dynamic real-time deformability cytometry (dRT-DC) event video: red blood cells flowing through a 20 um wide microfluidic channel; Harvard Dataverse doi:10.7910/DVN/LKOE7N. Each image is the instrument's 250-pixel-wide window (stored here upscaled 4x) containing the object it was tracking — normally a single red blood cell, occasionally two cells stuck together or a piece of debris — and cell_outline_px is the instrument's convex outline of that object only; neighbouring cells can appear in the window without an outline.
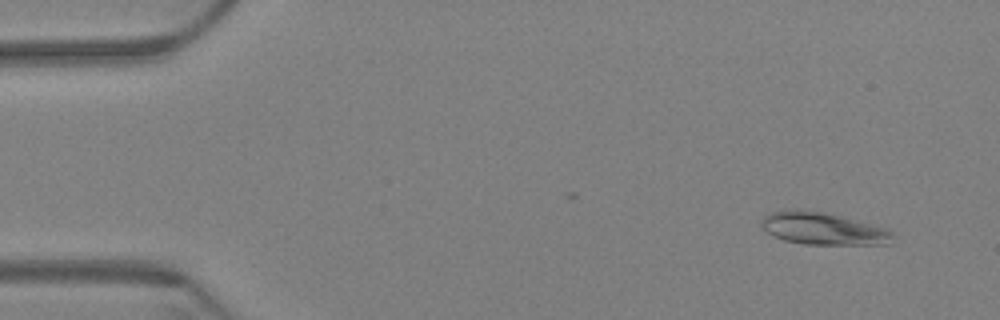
{"species": "Egyptian fruit bat (a non-hibernating species)", "species_latin": "Rousettus aegyptiacus", "temperature_condition": "warm", "stored_images_in_passage": 50, "camera_frame_rate_fps": 3000, "um_per_image_px": 0.085, "animal": {"sex": "female"}, "frame": {"image": 1, "passage_image": 5, "time_ms": 1.333, "image_size_px": [1000, 320], "cell_outline_px": [[892, 244], [804, 244], [784, 240], [768, 232], [760, 224], [764, 216], [772, 212], [820, 212], [840, 216], [884, 228], [892, 232]], "centroid_in_image_um": [70.0, 19.48], "position_along_channel_um": 15.0, "area_um2": 23.52}}
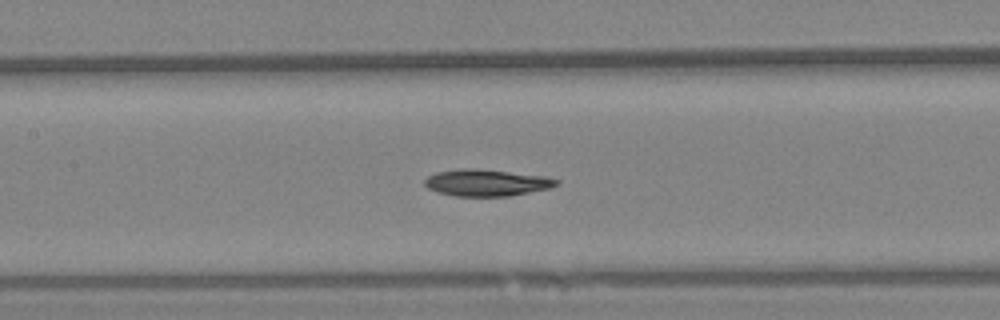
{"frame": {"image": 2, "passage_image": 29, "time_ms": 9.333, "image_size_px": [1000, 320], "cell_outline_px": [[560, 184], [552, 188], [508, 196], [452, 196], [436, 192], [428, 188], [424, 184], [424, 180], [428, 176], [436, 172], [460, 168], [476, 168], [544, 176], [560, 180]], "centroid_in_image_um": [41.35, 15.53], "position_along_channel_um": 166.0, "area_um2": 20.69}}
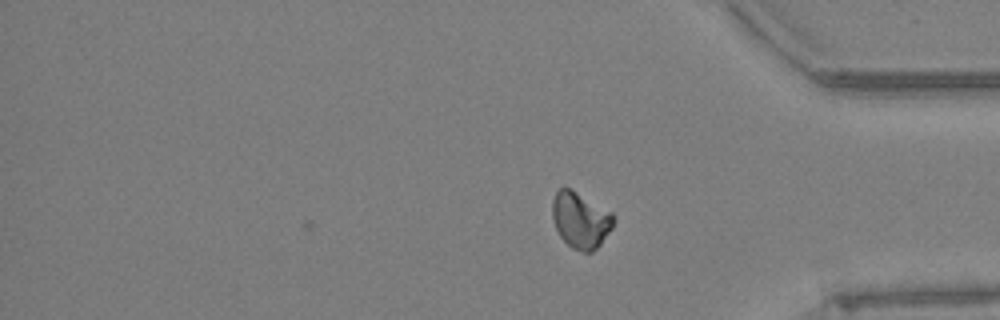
{"frame": {"image": 3, "passage_image": 50, "time_ms": 16.333, "image_size_px": [1000, 320], "cell_outline_px": [[616, 220], [612, 228], [600, 244], [592, 252], [584, 252], [572, 248], [560, 236], [556, 228], [552, 216], [552, 200], [556, 192], [564, 184], [612, 212]], "centroid_in_image_um": [49.35, 18.67], "position_along_channel_um": 385.9, "area_um2": 20.17}}